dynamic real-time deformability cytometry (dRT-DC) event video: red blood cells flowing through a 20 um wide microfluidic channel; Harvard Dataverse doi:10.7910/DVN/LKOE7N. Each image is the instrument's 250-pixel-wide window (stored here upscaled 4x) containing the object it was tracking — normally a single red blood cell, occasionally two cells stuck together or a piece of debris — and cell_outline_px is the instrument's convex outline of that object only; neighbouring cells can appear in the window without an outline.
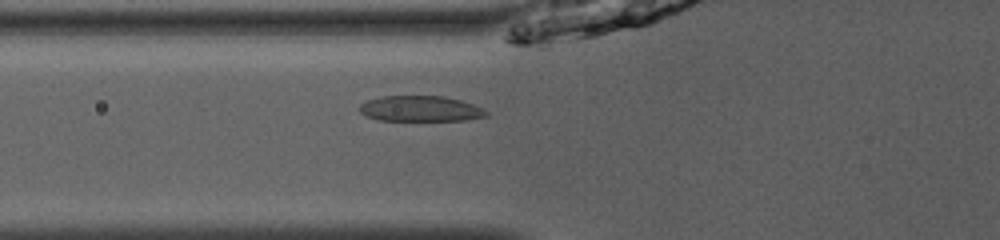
{"species": "common noctule bat (a hibernating species)", "species_latin": "Nyctalus noctula", "temperature_condition": "room temperature", "stored_images_in_passage": 35, "camera_frame_rate_fps": 3000, "um_per_image_px": 0.085, "animal": {"sex": "male", "body_mass_g": 13.0, "forearm_length_mm": 53.1}, "frame": {"image": 1, "passage_image": 4, "time_ms": 1.0, "image_size_px": [1000, 240], "cell_outline_px": [[488, 116], [468, 120], [380, 120], [364, 116], [356, 108], [360, 104], [368, 100], [380, 96], [444, 96], [460, 100], [472, 104], [488, 112]], "centroid_in_image_um": [35.69, 9.24], "position_along_channel_um": 90.1, "area_um2": 18.96}}
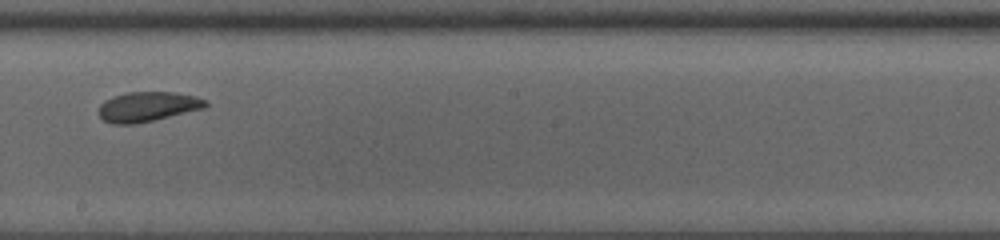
{"frame": {"image": 2, "passage_image": 15, "time_ms": 4.667, "image_size_px": [1000, 240], "cell_outline_px": [[208, 104], [204, 108], [136, 124], [112, 124], [104, 120], [100, 116], [100, 104], [104, 100], [112, 96], [128, 92], [172, 92], [196, 96], [208, 100]], "centroid_in_image_um": [12.55, 9.06], "position_along_channel_um": 235.6, "area_um2": 18.5}}
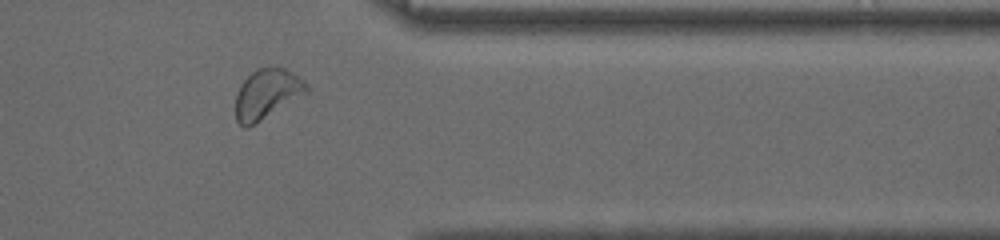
{"frame": {"image": 3, "passage_image": 27, "time_ms": 8.667, "image_size_px": [1000, 240], "cell_outline_px": [[308, 92], [256, 124], [248, 128], [244, 128], [236, 120], [236, 92], [240, 84], [256, 68], [276, 64], [292, 72], [304, 80], [308, 84]], "centroid_in_image_um": [22.69, 7.96], "position_along_channel_um": 388.7, "area_um2": 21.04}, "authors_computed_cell_mechanics": {"area_um2": 19.0162, "velocity_mm_per_s": 3.9549, "shape_relaxation_time_tau1_ms": 1.9473, "shape_relaxation_time_tau2_ms": 8.9422, "deformation_change_tau1": 0.0924, "deformation_change_tau2": 0.0906}}